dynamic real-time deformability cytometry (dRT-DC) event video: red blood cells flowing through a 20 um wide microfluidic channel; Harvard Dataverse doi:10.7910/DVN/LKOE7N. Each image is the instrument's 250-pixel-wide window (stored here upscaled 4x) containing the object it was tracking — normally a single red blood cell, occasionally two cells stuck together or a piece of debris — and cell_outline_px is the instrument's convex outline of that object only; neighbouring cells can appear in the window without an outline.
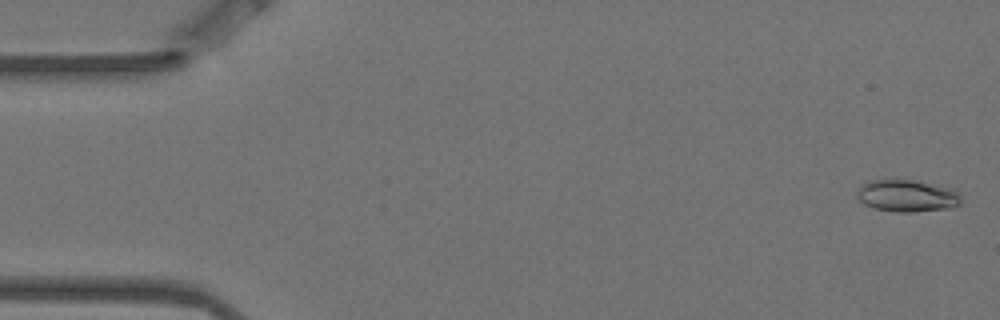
{"species": "Egyptian fruit bat (a non-hibernating species)", "species_latin": "Rousettus aegyptiacus", "temperature_condition": "warm", "stored_images_in_passage": 5, "camera_frame_rate_fps": 3000, "um_per_image_px": 0.085, "animal": {"sex": "female"}, "frame": {"image": 1, "passage_image": 1, "time_ms": 0.0, "image_size_px": [1000, 320], "cell_outline_px": [[960, 204], [948, 208], [916, 212], [896, 212], [876, 208], [864, 204], [856, 196], [856, 192], [868, 180], [912, 180], [952, 188], [960, 196]], "centroid_in_image_um": [77.09, 16.65], "position_along_channel_um": 7.9, "area_um2": 19.19}}
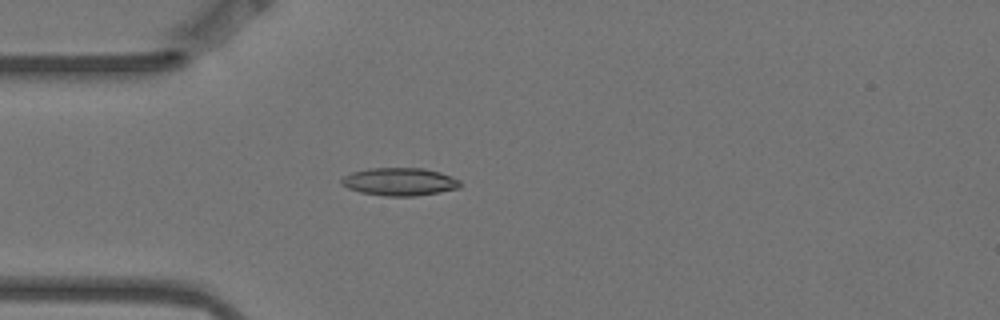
{"frame": {"image": 2, "passage_image": 5, "time_ms": 1.333, "image_size_px": [1000, 320], "cell_outline_px": [[460, 188], [440, 192], [416, 196], [384, 196], [360, 192], [348, 188], [340, 184], [340, 180], [344, 176], [352, 172], [368, 168], [424, 168], [440, 172], [452, 176], [460, 180]], "centroid_in_image_um": [33.97, 15.44], "position_along_channel_um": 51.0, "area_um2": 19.42}}